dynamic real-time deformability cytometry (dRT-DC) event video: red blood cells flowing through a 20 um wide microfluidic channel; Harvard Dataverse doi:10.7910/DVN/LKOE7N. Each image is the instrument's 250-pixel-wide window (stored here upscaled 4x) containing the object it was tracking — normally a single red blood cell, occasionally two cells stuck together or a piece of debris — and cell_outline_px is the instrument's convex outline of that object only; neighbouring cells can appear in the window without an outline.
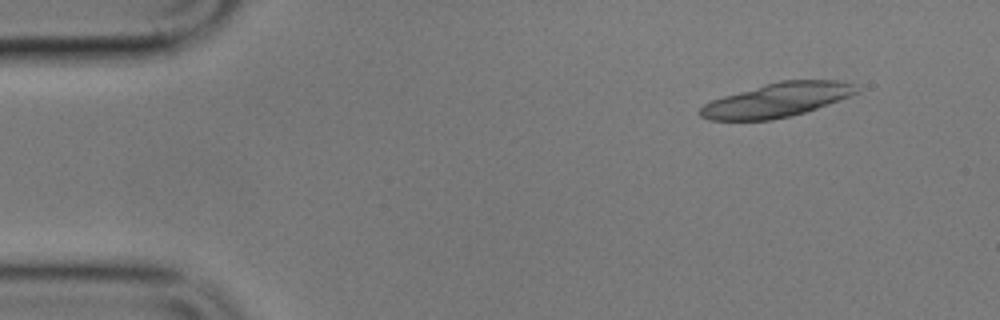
{"species": "common noctule bat (a hibernating species)", "species_latin": "Nyctalus noctula", "temperature_condition": "cold", "stored_images_in_passage": 7, "segment_of_instrument_passage": [1, 2], "camera_frame_rate_fps": 3000, "um_per_image_px": 0.085, "animal": {"sex": "male", "body_mass_g": 17.9}, "frame": {"image": 1, "passage_image": 2, "time_ms": 1.0, "image_size_px": [1000, 320], "cell_outline_px": [[856, 92], [848, 96], [828, 104], [804, 112], [772, 120], [708, 120], [700, 116], [700, 108], [704, 104], [712, 100], [724, 96], [780, 80], [840, 80], [852, 84]], "centroid_in_image_um": [65.99, 8.51], "position_along_channel_um": 19.0, "area_um2": 30.35}}